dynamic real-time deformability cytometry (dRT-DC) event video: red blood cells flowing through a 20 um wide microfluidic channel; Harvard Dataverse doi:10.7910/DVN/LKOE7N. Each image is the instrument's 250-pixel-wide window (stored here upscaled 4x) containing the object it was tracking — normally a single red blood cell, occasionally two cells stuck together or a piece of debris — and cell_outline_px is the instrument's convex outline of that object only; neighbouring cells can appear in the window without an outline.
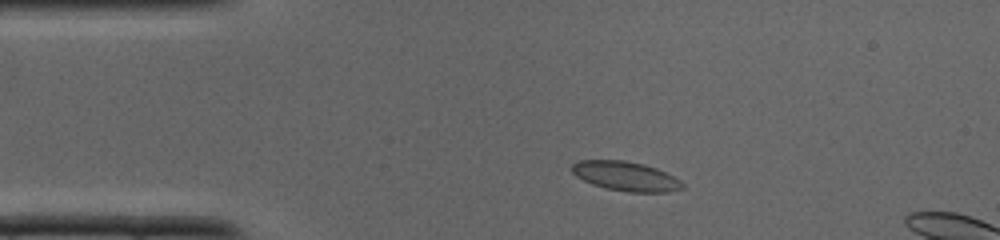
{"species": "common noctule bat (a hibernating species)", "species_latin": "Nyctalus noctula", "temperature_condition": "cold", "stored_images_in_passage": 4, "camera_frame_rate_fps": 3000, "um_per_image_px": 0.085, "animal": {"sex": "male", "body_mass_g": 19.0, "forearm_length_mm": 50.8}, "frame": {"image": 1, "passage_image": 1, "time_ms": 0.0, "image_size_px": [1000, 240], "cell_outline_px": [[684, 188], [668, 192], [628, 192], [604, 188], [592, 184], [576, 176], [572, 172], [572, 164], [580, 160], [624, 160], [644, 164], [656, 168], [680, 180], [684, 184]], "centroid_in_image_um": [53.18, 14.98], "position_along_channel_um": 31.8, "area_um2": 18.9}}